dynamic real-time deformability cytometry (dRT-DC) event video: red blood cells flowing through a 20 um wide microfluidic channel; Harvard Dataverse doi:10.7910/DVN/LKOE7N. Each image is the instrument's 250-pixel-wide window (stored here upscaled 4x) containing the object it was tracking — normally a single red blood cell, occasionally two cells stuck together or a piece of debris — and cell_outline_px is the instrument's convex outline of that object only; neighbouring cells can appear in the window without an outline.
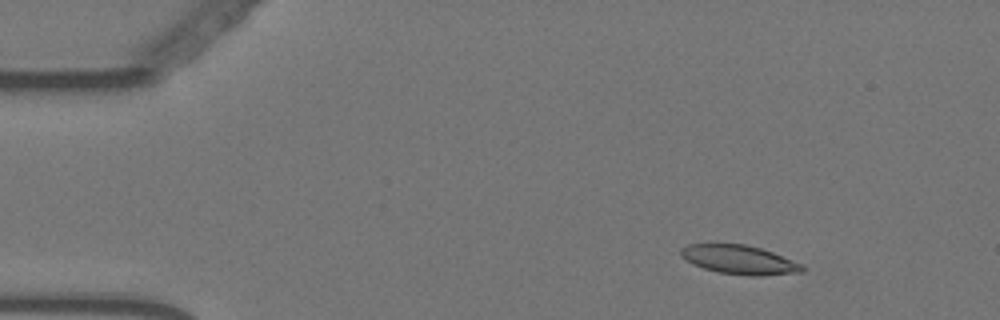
{"species": "Egyptian fruit bat (a non-hibernating species)", "species_latin": "Rousettus aegyptiacus", "temperature_condition": "warm", "stored_images_in_passage": 57, "camera_frame_rate_fps": 3000, "um_per_image_px": 0.085, "animal": {"sex": "female"}, "frame": {"image": 1, "passage_image": 8, "time_ms": 2.333, "image_size_px": [1000, 320], "cell_outline_px": [[804, 272], [764, 276], [748, 276], [720, 272], [704, 268], [692, 264], [684, 260], [680, 256], [680, 248], [688, 244], [716, 240], [744, 244], [760, 248], [772, 252], [804, 264]], "centroid_in_image_um": [62.78, 22.03], "position_along_channel_um": 22.2, "area_um2": 21.5}}
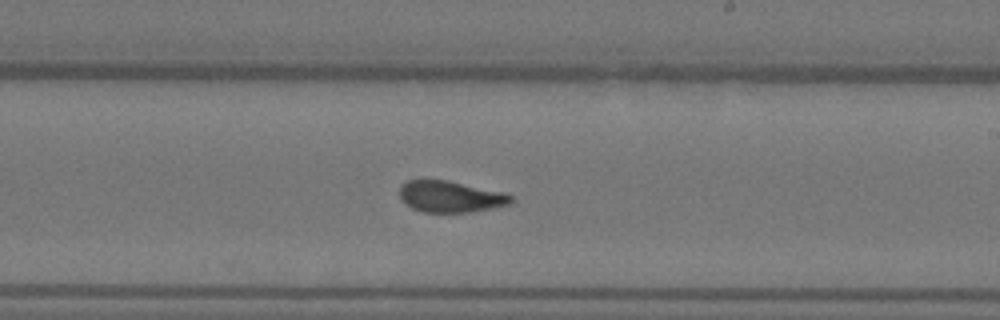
{"frame": {"image": 2, "passage_image": 34, "time_ms": 11.0, "image_size_px": [1000, 320], "cell_outline_px": [[512, 204], [492, 208], [468, 212], [424, 212], [412, 208], [400, 200], [400, 184], [408, 180], [448, 180], [504, 192], [512, 196]], "centroid_in_image_um": [38.28, 16.71], "position_along_channel_um": 250.7, "area_um2": 20.46}}
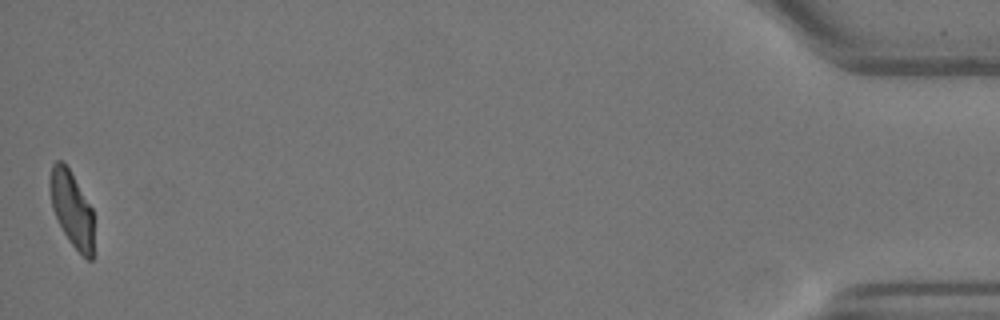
{"frame": {"image": 3, "passage_image": 57, "time_ms": 18.667, "image_size_px": [1000, 320], "cell_outline_px": [[92, 260], [88, 260], [68, 240], [52, 208], [48, 180], [52, 164], [56, 160], [60, 160], [68, 168], [92, 208]], "centroid_in_image_um": [6.06, 17.71], "position_along_channel_um": 429.1, "area_um2": 18.79}, "authors_computed_cell_mechanics": {"area_um2": 20.808, "velocity_mm_per_s": 3.5608, "shape_relaxation_time_tau1_ms": 5.681, "shape_relaxation_time_tau2_ms": 1.3872, "deformation_change_tau1": 0.1935, "deformation_change_tau2": 0.0692}}